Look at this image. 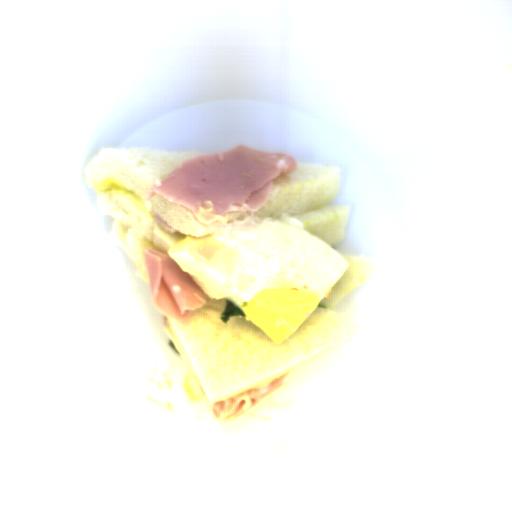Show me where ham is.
Wrapping results in <instances>:
<instances>
[{
  "instance_id": "09b19980",
  "label": "ham",
  "mask_w": 512,
  "mask_h": 512,
  "mask_svg": "<svg viewBox=\"0 0 512 512\" xmlns=\"http://www.w3.org/2000/svg\"><path fill=\"white\" fill-rule=\"evenodd\" d=\"M142 254L149 278L151 304L161 315L163 328L169 329V318L190 325L194 311L208 300L202 281L193 273L182 271L168 253L143 245Z\"/></svg>"
},
{
  "instance_id": "37f43c06",
  "label": "ham",
  "mask_w": 512,
  "mask_h": 512,
  "mask_svg": "<svg viewBox=\"0 0 512 512\" xmlns=\"http://www.w3.org/2000/svg\"><path fill=\"white\" fill-rule=\"evenodd\" d=\"M297 168L290 155L237 144L185 159L167 177L155 181L145 199L158 195L211 227L228 221V212L259 211L273 192V179Z\"/></svg>"
},
{
  "instance_id": "d13d27c6",
  "label": "ham",
  "mask_w": 512,
  "mask_h": 512,
  "mask_svg": "<svg viewBox=\"0 0 512 512\" xmlns=\"http://www.w3.org/2000/svg\"><path fill=\"white\" fill-rule=\"evenodd\" d=\"M292 371H289L269 382L265 386H252L226 399L214 402L211 411L214 417L227 421L239 417L253 406L267 398L282 387Z\"/></svg>"
},
{
  "instance_id": "4e895bc4",
  "label": "ham",
  "mask_w": 512,
  "mask_h": 512,
  "mask_svg": "<svg viewBox=\"0 0 512 512\" xmlns=\"http://www.w3.org/2000/svg\"><path fill=\"white\" fill-rule=\"evenodd\" d=\"M152 216L155 222L164 228L170 235L176 232V229L163 220L154 210L152 212Z\"/></svg>"
}]
</instances>
